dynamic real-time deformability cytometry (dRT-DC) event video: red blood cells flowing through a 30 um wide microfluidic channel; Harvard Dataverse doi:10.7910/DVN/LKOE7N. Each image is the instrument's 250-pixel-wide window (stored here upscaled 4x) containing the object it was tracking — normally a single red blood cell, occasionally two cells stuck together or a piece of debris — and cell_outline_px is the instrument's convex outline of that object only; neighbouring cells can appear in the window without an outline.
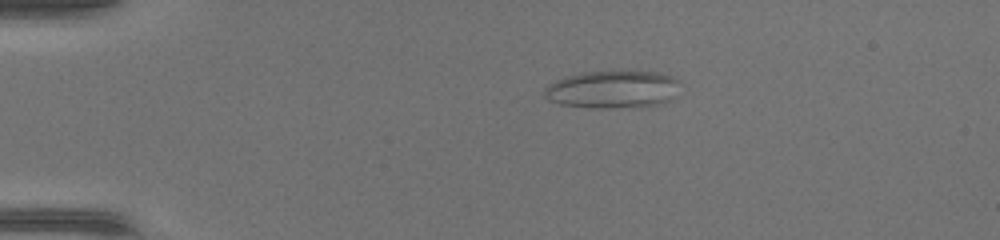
{"species": "common noctule bat (a hibernating species)", "species_latin": "Nyctalus noctula", "temperature_condition": "warm", "stored_images_in_passage": 39, "camera_frame_rate_fps": 3000, "um_per_image_px": 0.085, "animal": {"sex": "female", "body_mass_g": 17.0, "forearm_length_mm": 48.0}, "frame": {"image": 1, "passage_image": 1, "time_ms": 0.0, "image_size_px": [1000, 240], "cell_outline_px": [[684, 84], [676, 96], [672, 100], [664, 104], [640, 108], [592, 108], [560, 104], [548, 100], [544, 96], [544, 88], [548, 84], [556, 80], [568, 76], [584, 72], [656, 72], [672, 76], [680, 80]], "centroid_in_image_um": [52.18, 7.63], "position_along_channel_um": 32.8, "area_um2": 30.52}}
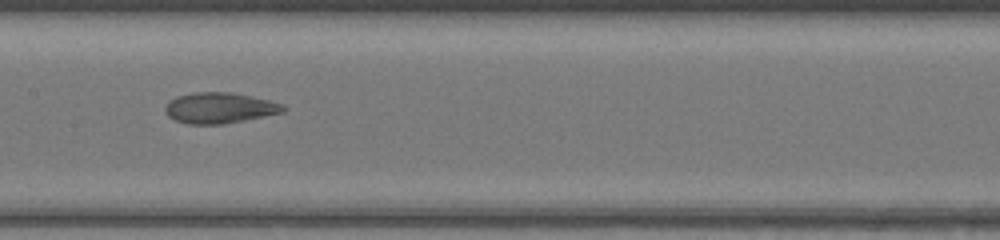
{"frame": {"image": 2, "passage_image": 16, "time_ms": 5.0, "image_size_px": [1000, 240], "cell_outline_px": [[288, 108], [284, 112], [224, 124], [188, 124], [176, 120], [168, 116], [164, 112], [164, 108], [168, 100], [176, 96], [196, 92], [232, 92], [268, 100], [284, 104]], "centroid_in_image_um": [18.65, 9.17], "position_along_channel_um": 188.8, "area_um2": 21.27}}
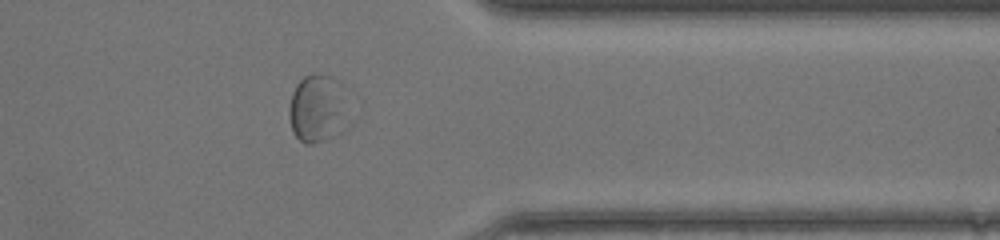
{"frame": {"image": 3, "passage_image": 30, "time_ms": 9.667, "image_size_px": [1000, 240], "cell_outline_px": [[348, 128], [332, 136], [312, 144], [304, 144], [292, 132], [288, 116], [288, 108], [292, 92], [296, 84], [304, 76], [312, 72], [316, 72], [332, 76], [336, 80], [348, 120]], "centroid_in_image_um": [26.92, 9.25], "position_along_channel_um": 384.5, "area_um2": 23.47}}